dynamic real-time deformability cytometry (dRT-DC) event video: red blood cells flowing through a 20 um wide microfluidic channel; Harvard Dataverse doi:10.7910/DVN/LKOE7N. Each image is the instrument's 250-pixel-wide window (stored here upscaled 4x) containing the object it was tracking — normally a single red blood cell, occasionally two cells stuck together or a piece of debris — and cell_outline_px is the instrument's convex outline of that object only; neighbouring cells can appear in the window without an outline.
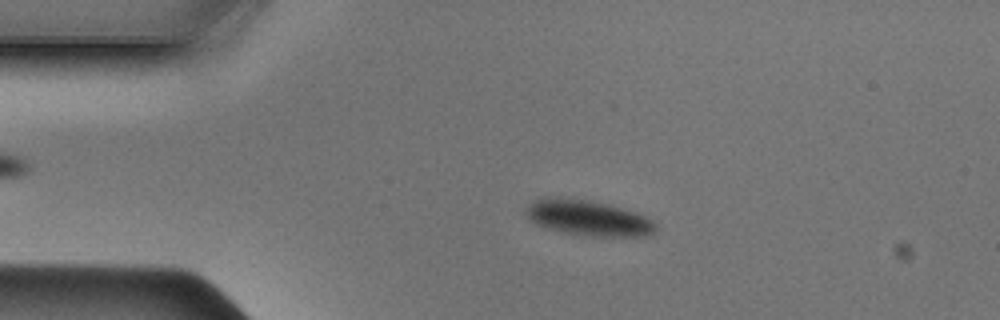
{"species": "Egyptian fruit bat (a non-hibernating species)", "species_latin": "Rousettus aegyptiacus", "temperature_condition": "cold", "stored_images_in_passage": 47, "camera_frame_rate_fps": 3000, "um_per_image_px": 0.085, "animal": {"sex": "male"}, "frame": {"image": 1, "passage_image": 9, "time_ms": 2.667, "image_size_px": [1000, 320], "cell_outline_px": [[656, 232], [644, 236], [592, 236], [564, 232], [548, 228], [536, 224], [528, 216], [528, 204], [532, 200], [544, 196], [548, 196], [588, 200], [608, 204], [636, 212], [652, 220], [656, 224]], "centroid_in_image_um": [50.01, 18.51], "position_along_channel_um": 35.0, "area_um2": 26.65}}
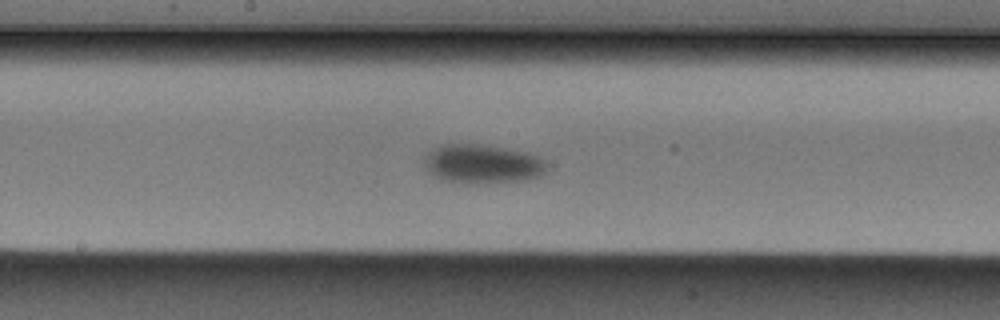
{"frame": {"image": 2, "passage_image": 24, "time_ms": 7.667, "image_size_px": [1000, 320], "cell_outline_px": [[548, 168], [540, 176], [524, 180], [480, 184], [472, 184], [440, 180], [428, 172], [424, 168], [424, 160], [428, 152], [440, 144], [480, 144], [528, 152], [540, 156], [548, 164]], "centroid_in_image_um": [41.0, 13.94], "position_along_channel_um": 207.2, "area_um2": 28.38}}
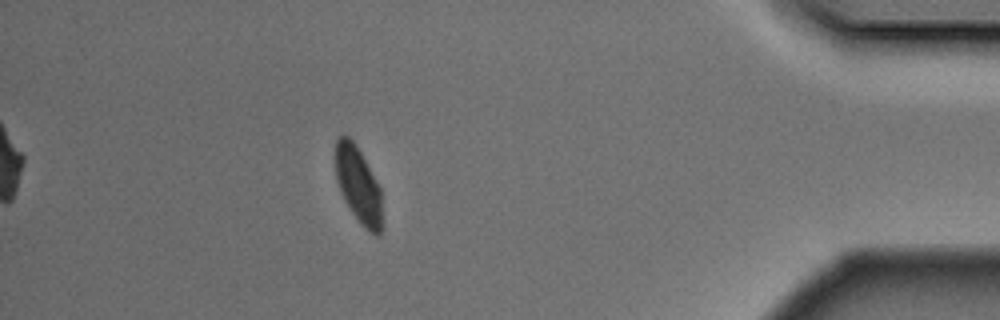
{"frame": {"image": 3, "passage_image": 42, "time_ms": 13.667, "image_size_px": [1000, 320], "cell_outline_px": [[380, 232], [376, 236], [368, 232], [364, 228], [352, 212], [344, 200], [340, 192], [336, 180], [332, 156], [336, 140], [340, 136], [348, 136], [352, 140], [360, 152], [380, 188]], "centroid_in_image_um": [30.36, 15.67], "position_along_channel_um": 404.8, "area_um2": 20.69}}